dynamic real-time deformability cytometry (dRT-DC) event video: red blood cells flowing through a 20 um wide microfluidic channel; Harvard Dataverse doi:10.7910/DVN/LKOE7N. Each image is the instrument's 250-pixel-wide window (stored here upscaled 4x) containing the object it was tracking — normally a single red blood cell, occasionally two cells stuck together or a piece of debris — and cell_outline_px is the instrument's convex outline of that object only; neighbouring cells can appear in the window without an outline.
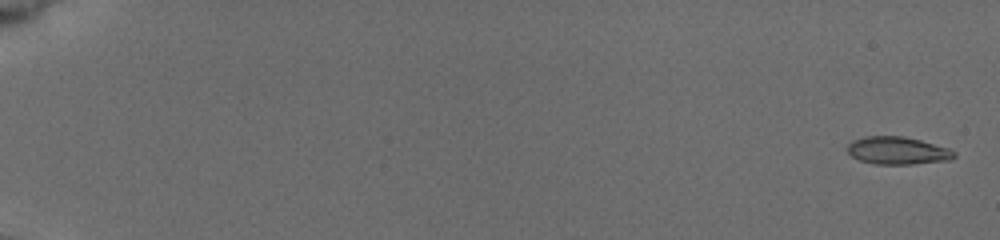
{"species": "common noctule bat (a hibernating species)", "species_latin": "Nyctalus noctula", "temperature_condition": "cold", "stored_images_in_passage": 14, "camera_frame_rate_fps": 3000, "um_per_image_px": 0.085, "animal": {"sex": "female", "body_mass_g": 19.5, "forearm_length_mm": 54.1}, "frame": {"image": 1, "passage_image": 1, "time_ms": 0.0, "image_size_px": [1000, 240], "cell_outline_px": [[956, 156], [948, 160], [912, 164], [876, 164], [860, 160], [852, 156], [848, 152], [848, 144], [852, 140], [864, 136], [904, 136], [920, 140], [948, 148], [956, 152]], "centroid_in_image_um": [76.28, 12.79], "position_along_channel_um": 8.7, "area_um2": 17.11}}
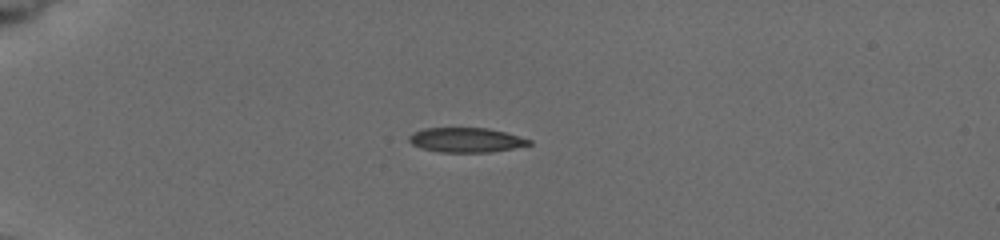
{"frame": {"image": 2, "passage_image": 10, "time_ms": 5.0, "image_size_px": [1000, 240], "cell_outline_px": [[532, 144], [512, 148], [488, 152], [440, 152], [420, 148], [412, 144], [408, 140], [408, 136], [412, 132], [424, 128], [488, 128], [504, 132], [532, 140]], "centroid_in_image_um": [39.57, 11.89], "position_along_channel_um": 45.4, "area_um2": 17.17}}
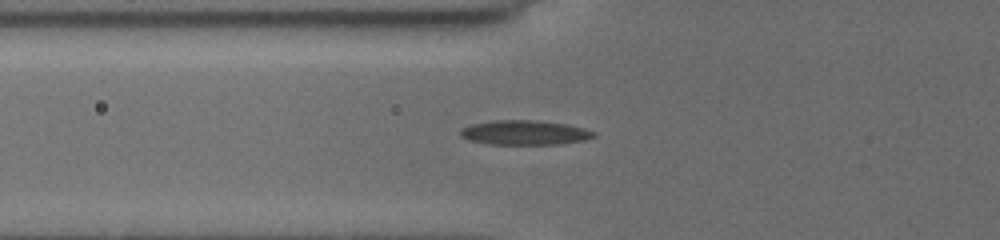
{"frame": {"image": 3, "passage_image": 14, "time_ms": 7.0, "image_size_px": [1000, 240], "cell_outline_px": [[596, 136], [584, 140], [556, 144], [492, 144], [468, 140], [460, 136], [460, 128], [472, 124], [492, 120], [536, 120], [568, 124], [584, 128], [596, 132]], "centroid_in_image_um": [44.59, 11.26], "position_along_channel_um": 81.2, "area_um2": 19.13}}